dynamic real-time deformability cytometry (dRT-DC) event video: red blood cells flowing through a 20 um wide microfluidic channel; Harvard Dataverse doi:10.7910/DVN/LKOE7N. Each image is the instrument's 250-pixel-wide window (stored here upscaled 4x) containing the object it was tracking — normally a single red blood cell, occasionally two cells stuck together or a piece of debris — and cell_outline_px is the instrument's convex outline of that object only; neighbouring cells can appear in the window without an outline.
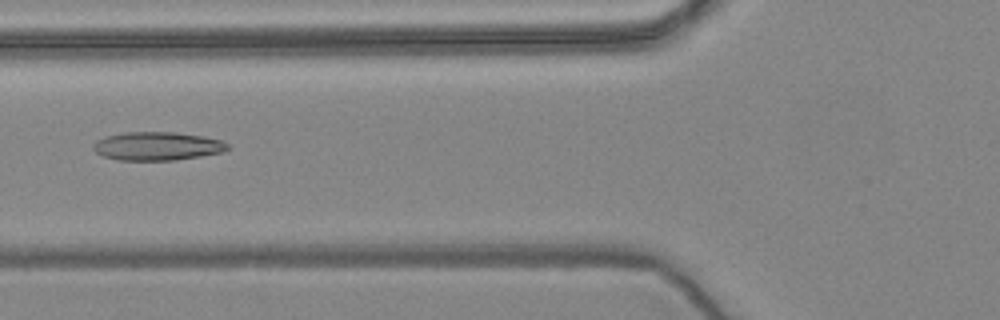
{"species": "common noctule bat (a hibernating species)", "species_latin": "Nyctalus noctula", "temperature_condition": "warm", "stored_images_in_passage": 55, "camera_frame_rate_fps": 3000, "um_per_image_px": 0.085, "animal": {"sex": "female", "body_mass_g": 24.6, "forearm_length_mm": 56.2}, "frame": {"image": 1, "passage_image": 22, "time_ms": 7.0, "image_size_px": [1000, 320], "cell_outline_px": [[232, 148], [224, 152], [176, 160], [116, 160], [104, 156], [96, 152], [92, 148], [92, 144], [96, 140], [108, 136], [124, 132], [176, 132], [204, 136], [220, 140], [228, 144]], "centroid_in_image_um": [13.39, 12.42], "position_along_channel_um": 112.4, "area_um2": 22.43}}
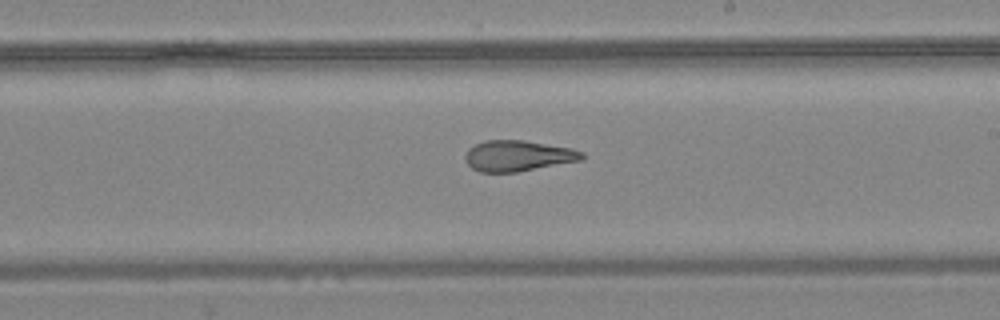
{"frame": {"image": 2, "passage_image": 33, "time_ms": 10.667, "image_size_px": [1000, 320], "cell_outline_px": [[584, 160], [516, 172], [480, 172], [472, 168], [464, 160], [464, 156], [468, 148], [484, 140], [524, 140], [572, 148], [584, 152]], "centroid_in_image_um": [44.03, 13.24], "position_along_channel_um": 245.0, "area_um2": 21.15}}
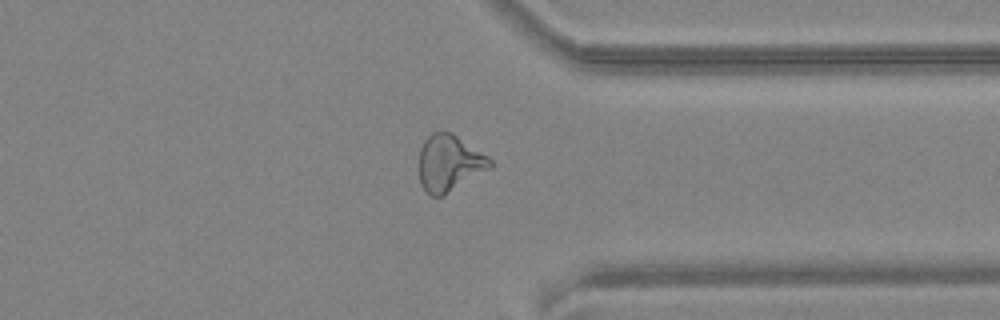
{"frame": {"image": 3, "passage_image": 44, "time_ms": 14.333, "image_size_px": [1000, 320], "cell_outline_px": [[492, 168], [444, 196], [432, 196], [424, 192], [420, 184], [420, 148], [424, 140], [432, 132], [452, 132], [488, 156], [492, 160]], "centroid_in_image_um": [38.2, 13.89], "position_along_channel_um": 373.2, "area_um2": 23.64}, "authors_computed_cell_mechanics": {"area_um2": 23.0622, "velocity_mm_per_s": 3.6168, "shape_relaxation_time_tau1_ms": null, "shape_relaxation_time_tau2_ms": 2.3486, "deformation_change_tau1": null, "deformation_change_tau2": 0.1101}}